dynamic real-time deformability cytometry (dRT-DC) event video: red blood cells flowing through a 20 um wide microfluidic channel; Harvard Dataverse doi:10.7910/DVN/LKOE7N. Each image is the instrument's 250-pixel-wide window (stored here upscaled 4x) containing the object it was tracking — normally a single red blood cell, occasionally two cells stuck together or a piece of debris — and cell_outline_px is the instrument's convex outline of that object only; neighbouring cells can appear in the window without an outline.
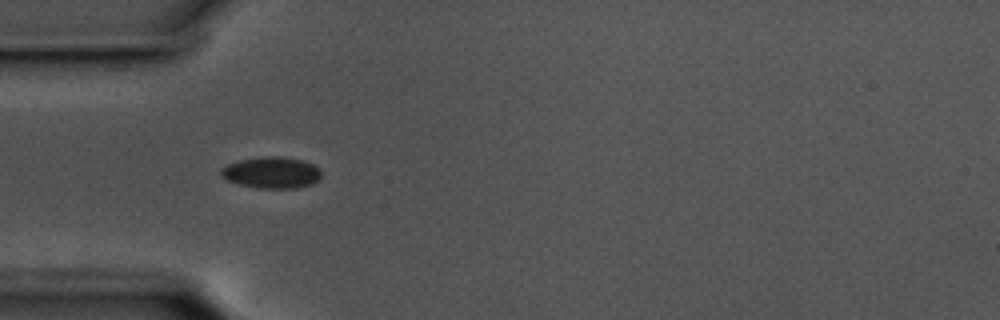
{"species": "common noctule bat (a hibernating species)", "species_latin": "Nyctalus noctula", "temperature_condition": "cold", "stored_images_in_passage": 40, "camera_frame_rate_fps": 3000, "um_per_image_px": 0.085, "animal": {"sex": "male", "body_mass_g": 17.5, "forearm_length_mm": 52.3}, "frame": {"image": 1, "passage_image": 1, "time_ms": 0.0, "image_size_px": [1000, 320], "cell_outline_px": [[320, 176], [312, 184], [296, 188], [260, 188], [240, 184], [228, 180], [220, 176], [220, 168], [228, 164], [240, 160], [268, 156], [280, 156], [300, 160], [312, 164], [320, 172]], "centroid_in_image_um": [23.04, 14.67], "position_along_channel_um": 62.0, "area_um2": 18.03}}
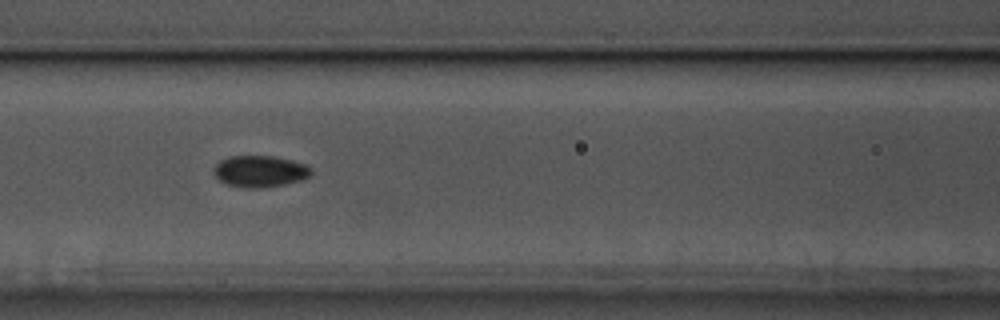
{"frame": {"image": 2, "passage_image": 8, "time_ms": 2.333, "image_size_px": [1000, 320], "cell_outline_px": [[312, 172], [308, 176], [300, 180], [284, 184], [260, 188], [240, 188], [228, 184], [220, 180], [212, 172], [212, 168], [220, 160], [228, 156], [272, 156], [292, 160], [304, 164]], "centroid_in_image_um": [22.02, 14.56], "position_along_channel_um": 144.6, "area_um2": 17.8}}
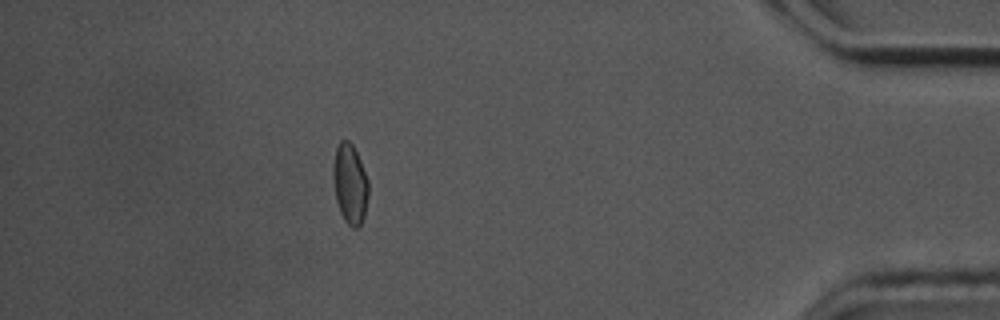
{"frame": {"image": 3, "passage_image": 34, "time_ms": 11.0, "image_size_px": [1000, 320], "cell_outline_px": [[368, 196], [364, 216], [360, 224], [356, 228], [352, 228], [344, 220], [340, 212], [336, 200], [332, 176], [332, 168], [336, 148], [340, 140], [348, 140], [352, 144], [360, 160], [368, 180]], "centroid_in_image_um": [29.73, 15.63], "position_along_channel_um": 405.5, "area_um2": 16.47}}